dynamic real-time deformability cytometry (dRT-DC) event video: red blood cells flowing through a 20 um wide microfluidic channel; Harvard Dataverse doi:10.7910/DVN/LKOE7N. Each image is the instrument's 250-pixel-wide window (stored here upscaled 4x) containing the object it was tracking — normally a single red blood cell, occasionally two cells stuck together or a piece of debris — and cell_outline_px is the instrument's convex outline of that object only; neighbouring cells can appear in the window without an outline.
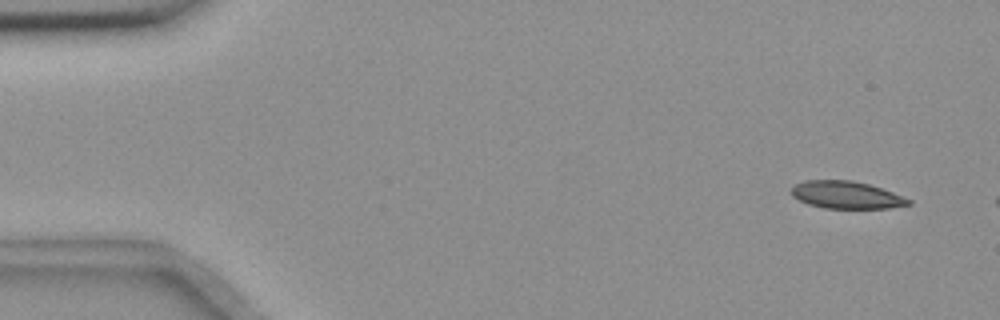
{"species": "common noctule bat (a hibernating species)", "species_latin": "Nyctalus noctula", "temperature_condition": "room temperature", "stored_images_in_passage": 4, "camera_frame_rate_fps": 3000, "um_per_image_px": 0.085, "animal": {"sex": "female", "body_mass_g": 18.4}, "frame": {"image": 1, "passage_image": 1, "time_ms": 0.0, "image_size_px": [1000, 320], "cell_outline_px": [[912, 204], [888, 208], [824, 208], [808, 204], [792, 196], [792, 188], [796, 184], [804, 180], [852, 180], [868, 184], [892, 192], [912, 200]], "centroid_in_image_um": [71.94, 16.57], "position_along_channel_um": 13.1, "area_um2": 18.55}}